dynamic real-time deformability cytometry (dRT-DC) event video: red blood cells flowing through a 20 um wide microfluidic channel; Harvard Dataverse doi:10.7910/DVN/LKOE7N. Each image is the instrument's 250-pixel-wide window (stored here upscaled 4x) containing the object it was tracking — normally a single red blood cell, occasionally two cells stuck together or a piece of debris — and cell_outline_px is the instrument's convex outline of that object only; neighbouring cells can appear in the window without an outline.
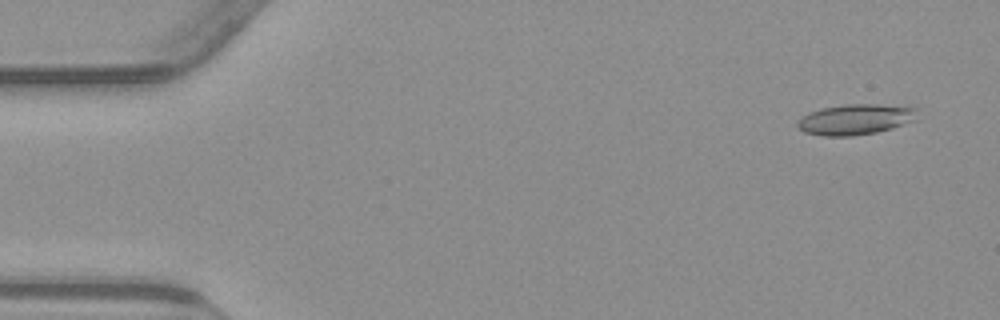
{"species": "common noctule bat (a hibernating species)", "species_latin": "Nyctalus noctula", "temperature_condition": "warm", "stored_images_in_passage": 52, "camera_frame_rate_fps": 3000, "um_per_image_px": 0.085, "animal": {"sex": "male", "body_mass_g": 23.1, "forearm_length_mm": 52.7}, "frame": {"image": 1, "passage_image": 2, "time_ms": 0.333, "image_size_px": [1000, 320], "cell_outline_px": [[916, 120], [892, 128], [876, 132], [852, 136], [824, 136], [804, 132], [796, 124], [808, 112], [820, 108], [844, 104], [880, 104], [916, 108]], "centroid_in_image_um": [72.7, 10.14], "position_along_channel_um": 12.3, "area_um2": 21.27}}
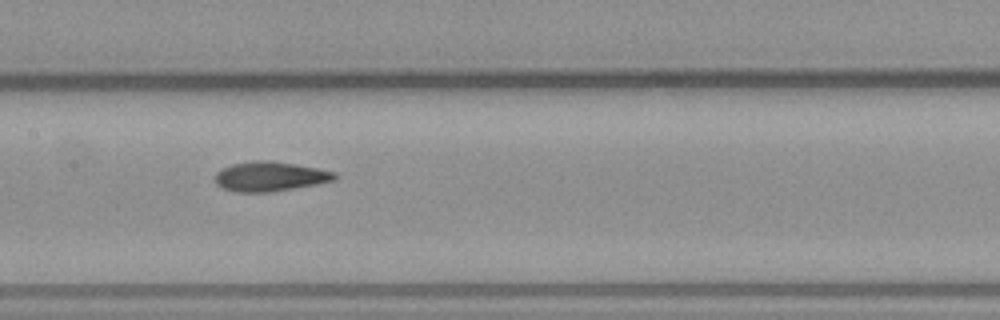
{"frame": {"image": 2, "passage_image": 25, "time_ms": 8.0, "image_size_px": [1000, 320], "cell_outline_px": [[340, 176], [336, 180], [316, 184], [268, 192], [236, 192], [224, 188], [216, 184], [216, 172], [220, 168], [232, 164], [252, 160], [268, 160], [296, 164], [336, 172]], "centroid_in_image_um": [22.96, 14.98], "position_along_channel_um": 184.4, "area_um2": 20.69}}
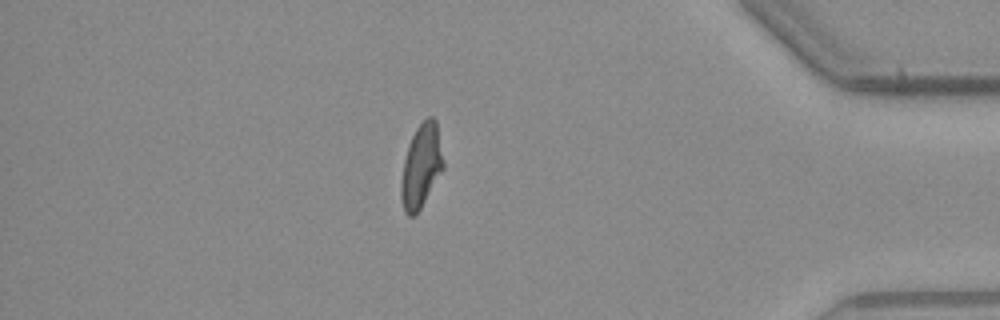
{"frame": {"image": 3, "passage_image": 45, "time_ms": 14.667, "image_size_px": [1000, 320], "cell_outline_px": [[444, 168], [420, 208], [412, 216], [408, 216], [404, 212], [400, 196], [400, 180], [404, 160], [408, 144], [416, 128], [428, 116], [432, 116], [436, 120], [444, 164]], "centroid_in_image_um": [35.78, 14.11], "position_along_channel_um": 399.4, "area_um2": 20.46}, "authors_computed_cell_mechanics": {"area_um2": 20.4612, "velocity_mm_per_s": 3.8471, "shape_relaxation_time_tau1_ms": null, "shape_relaxation_time_tau2_ms": 2.8746, "deformation_change_tau1": null, "deformation_change_tau2": 0.0971}}